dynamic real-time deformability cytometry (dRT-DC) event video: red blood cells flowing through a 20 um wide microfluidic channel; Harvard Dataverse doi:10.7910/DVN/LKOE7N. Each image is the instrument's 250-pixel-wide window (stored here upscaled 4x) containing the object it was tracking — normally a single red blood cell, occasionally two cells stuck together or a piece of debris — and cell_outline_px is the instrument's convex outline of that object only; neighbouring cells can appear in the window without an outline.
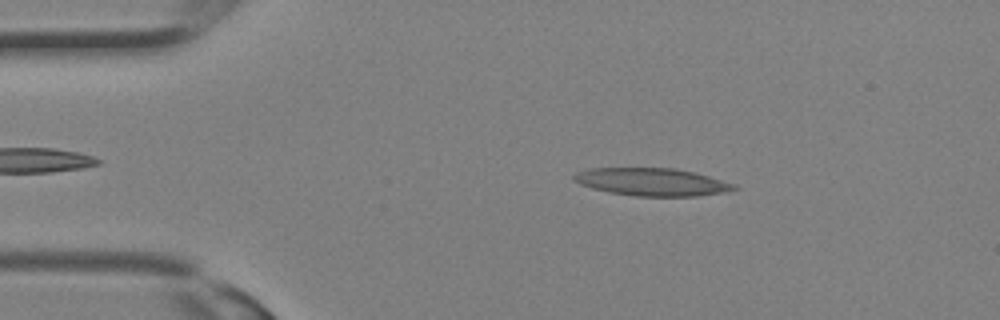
{"species": "Egyptian fruit bat (a non-hibernating species)", "species_latin": "Rousettus aegyptiacus", "temperature_condition": "room temperature", "stored_images_in_passage": 22, "camera_frame_rate_fps": 3000, "um_per_image_px": 0.085, "animal": {"sex": "female"}, "frame": {"image": 1, "passage_image": 5, "time_ms": 1.333, "image_size_px": [1000, 320], "cell_outline_px": [[740, 188], [720, 192], [696, 196], [636, 196], [608, 192], [592, 188], [580, 184], [572, 180], [572, 176], [576, 172], [588, 168], [676, 168], [708, 176], [736, 184]], "centroid_in_image_um": [55.36, 15.46], "position_along_channel_um": 29.6, "area_um2": 25.78}}
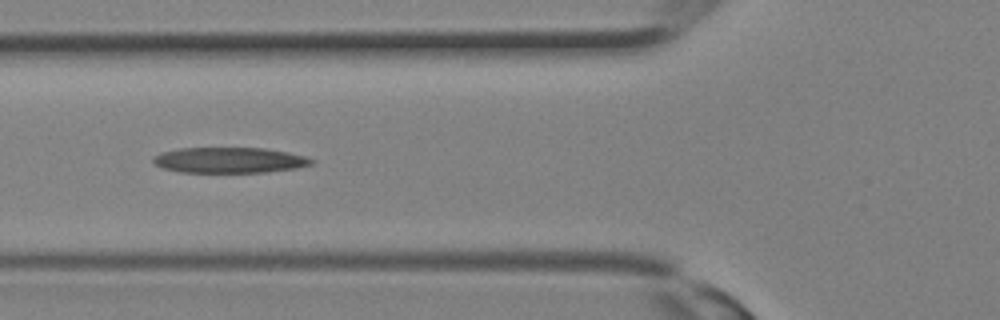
{"frame": {"image": 2, "passage_image": 11, "time_ms": 3.333, "image_size_px": [1000, 320], "cell_outline_px": [[316, 160], [312, 164], [296, 168], [268, 172], [180, 172], [164, 168], [156, 164], [152, 160], [152, 156], [160, 152], [180, 148], [264, 148], [288, 152], [304, 156]], "centroid_in_image_um": [19.5, 13.61], "position_along_channel_um": 106.3, "area_um2": 23.64}}
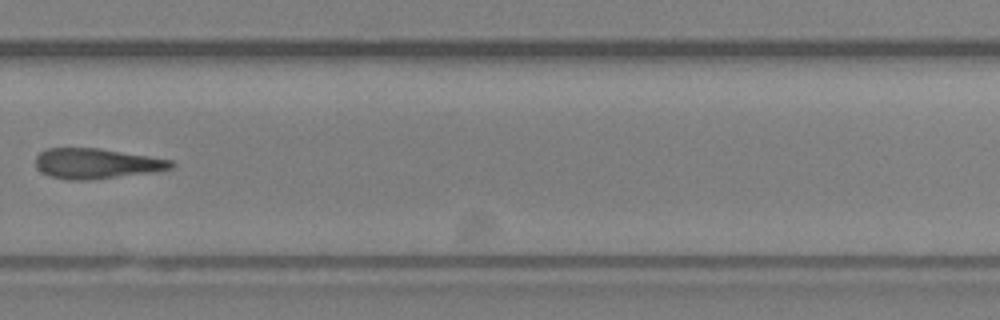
{"frame": {"image": 3, "passage_image": 21, "time_ms": 6.667, "image_size_px": [1000, 320], "cell_outline_px": [[176, 164], [172, 168], [156, 172], [84, 180], [68, 180], [52, 176], [36, 168], [36, 156], [40, 152], [48, 148], [100, 148], [172, 160]], "centroid_in_image_um": [8.23, 13.89], "position_along_channel_um": 321.6, "area_um2": 23.76}}